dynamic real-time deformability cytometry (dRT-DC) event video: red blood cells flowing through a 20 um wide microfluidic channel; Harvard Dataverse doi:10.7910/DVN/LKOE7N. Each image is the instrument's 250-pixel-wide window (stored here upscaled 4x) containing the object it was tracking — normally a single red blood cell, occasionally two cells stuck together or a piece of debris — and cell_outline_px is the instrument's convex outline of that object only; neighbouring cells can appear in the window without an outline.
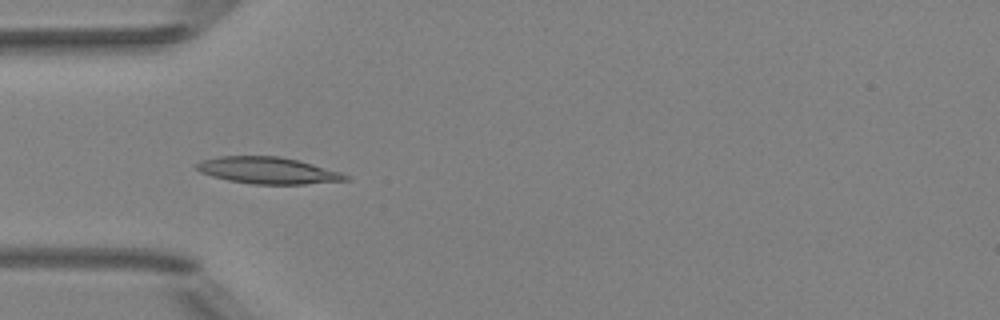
{"species": "Egyptian fruit bat (a non-hibernating species)", "species_latin": "Rousettus aegyptiacus", "temperature_condition": "room temperature", "stored_images_in_passage": 7, "camera_frame_rate_fps": 3000, "um_per_image_px": 0.085, "animal": {"sex": "female"}, "frame": {"image": 1, "passage_image": 4, "time_ms": 1.0, "image_size_px": [1000, 320], "cell_outline_px": [[352, 180], [304, 184], [252, 184], [228, 180], [212, 176], [200, 172], [196, 168], [196, 164], [200, 160], [220, 156], [280, 156], [312, 164], [340, 172], [352, 176]], "centroid_in_image_um": [22.79, 14.49], "position_along_channel_um": 62.2, "area_um2": 23.18}}
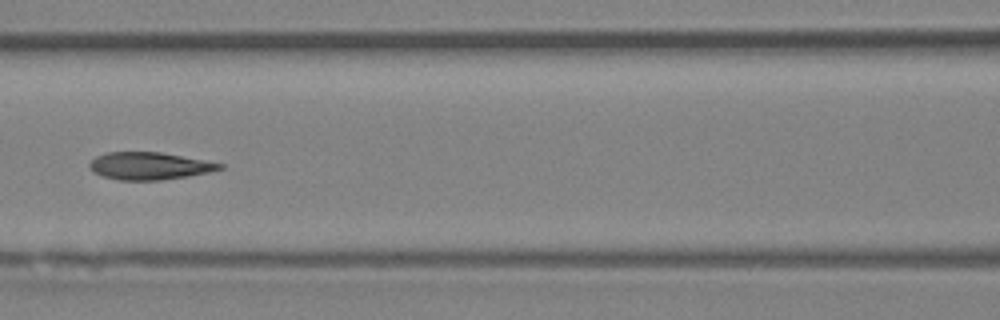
{"frame": {"image": 2, "passage_image": 6, "time_ms": 1.667, "image_size_px": [1000, 320], "cell_outline_px": [[224, 168], [208, 172], [188, 176], [160, 180], [116, 180], [104, 176], [96, 172], [88, 164], [96, 156], [108, 152], [160, 152], [224, 164]], "centroid_in_image_um": [12.7, 14.1], "position_along_channel_um": 153.9, "area_um2": 20.46}}
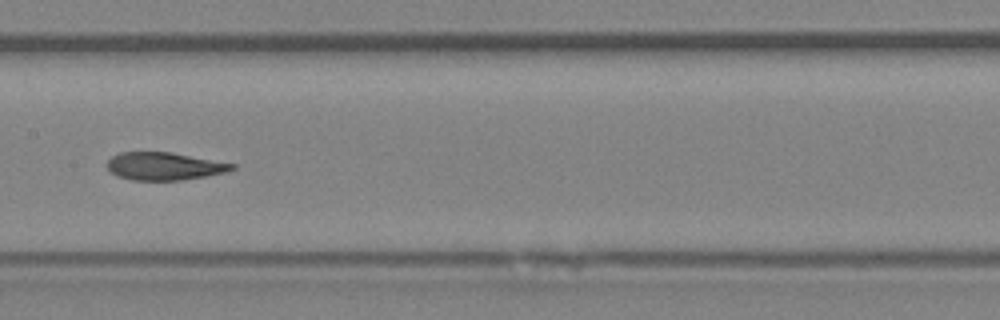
{"frame": {"image": 3, "passage_image": 7, "time_ms": 2.0, "image_size_px": [1000, 320], "cell_outline_px": [[236, 168], [224, 172], [204, 176], [180, 180], [132, 180], [116, 176], [104, 164], [112, 156], [120, 152], [168, 152], [236, 164]], "centroid_in_image_um": [13.9, 14.13], "position_along_channel_um": 193.5, "area_um2": 20.0}}